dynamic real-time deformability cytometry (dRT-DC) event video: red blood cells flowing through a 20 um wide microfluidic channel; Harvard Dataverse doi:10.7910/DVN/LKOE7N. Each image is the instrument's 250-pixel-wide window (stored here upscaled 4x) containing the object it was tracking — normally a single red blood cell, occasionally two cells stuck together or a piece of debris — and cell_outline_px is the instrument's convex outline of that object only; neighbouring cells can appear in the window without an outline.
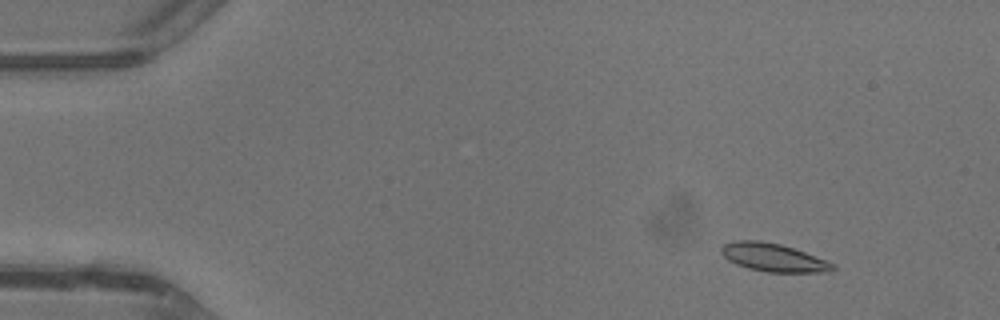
{"species": "common noctule bat (a hibernating species)", "species_latin": "Nyctalus noctula", "temperature_condition": "warm", "stored_images_in_passage": 44, "camera_frame_rate_fps": 3000, "um_per_image_px": 0.085, "animal": {"sex": "male", "body_mass_g": 13.3}, "frame": {"image": 1, "passage_image": 5, "time_ms": 1.333, "image_size_px": [1000, 320], "cell_outline_px": [[836, 268], [828, 272], [768, 272], [748, 268], [736, 264], [728, 260], [720, 252], [720, 248], [724, 244], [736, 240], [760, 240], [780, 244], [804, 252], [836, 264]], "centroid_in_image_um": [65.72, 21.88], "position_along_channel_um": 19.3, "area_um2": 18.21}}
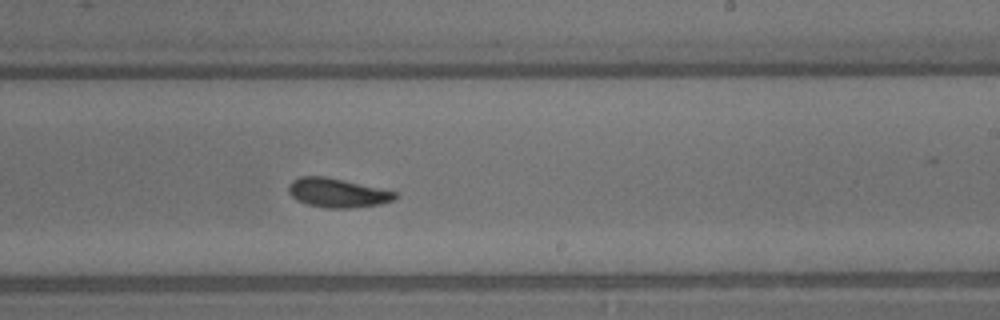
{"frame": {"image": 2, "passage_image": 27, "time_ms": 8.667, "image_size_px": [1000, 320], "cell_outline_px": [[400, 196], [392, 200], [380, 204], [356, 208], [324, 208], [308, 204], [296, 200], [288, 192], [288, 184], [292, 180], [300, 176], [324, 176], [396, 192]], "centroid_in_image_um": [28.65, 16.4], "position_along_channel_um": 260.4, "area_um2": 18.03}}
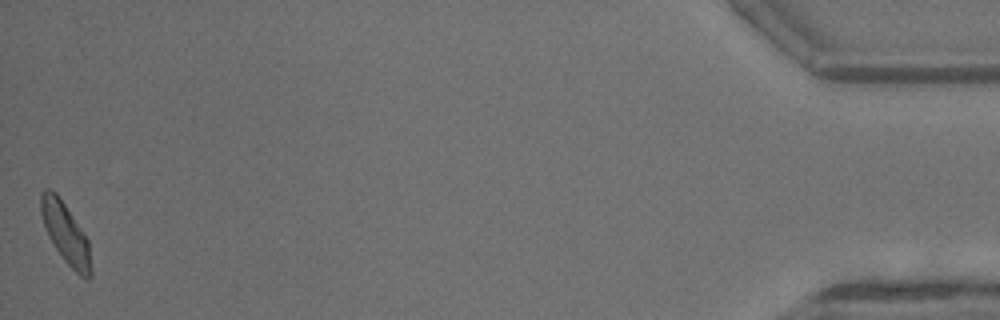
{"frame": {"image": 3, "passage_image": 44, "time_ms": 14.333, "image_size_px": [1000, 320], "cell_outline_px": [[92, 276], [88, 280], [80, 276], [64, 260], [48, 236], [40, 212], [40, 192], [44, 188], [48, 188], [56, 192], [88, 240], [92, 268]], "centroid_in_image_um": [5.57, 19.84], "position_along_channel_um": 429.6, "area_um2": 17.51}, "authors_computed_cell_mechanics": {"area_um2": 17.8024, "velocity_mm_per_s": 4.7212, "shape_relaxation_time_tau1_ms": 5.989, "shape_relaxation_time_tau2_ms": 4.1589, "deformation_change_tau1": 0.1396, "deformation_change_tau2": 0.1093}}